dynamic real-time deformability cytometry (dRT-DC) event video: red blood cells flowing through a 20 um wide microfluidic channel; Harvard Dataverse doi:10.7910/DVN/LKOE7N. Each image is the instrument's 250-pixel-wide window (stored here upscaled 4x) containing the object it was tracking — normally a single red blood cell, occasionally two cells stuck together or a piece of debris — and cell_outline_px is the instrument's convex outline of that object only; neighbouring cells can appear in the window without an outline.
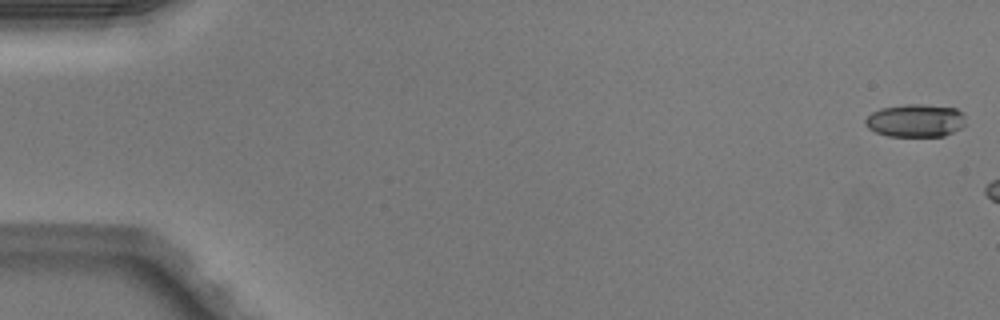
{"species": "Egyptian fruit bat (a non-hibernating species)", "species_latin": "Rousettus aegyptiacus", "temperature_condition": "warm", "stored_images_in_passage": 8, "camera_frame_rate_fps": 3000, "um_per_image_px": 0.085, "animal": {"sex": "male"}, "frame": {"image": 1, "passage_image": 1, "time_ms": 0.0, "image_size_px": [1000, 320], "cell_outline_px": [[964, 124], [960, 128], [944, 136], [888, 136], [876, 132], [868, 128], [864, 124], [864, 120], [872, 112], [880, 108], [904, 104], [924, 104], [956, 108], [964, 112]], "centroid_in_image_um": [77.8, 10.24], "position_along_channel_um": 7.2, "area_um2": 19.36}}